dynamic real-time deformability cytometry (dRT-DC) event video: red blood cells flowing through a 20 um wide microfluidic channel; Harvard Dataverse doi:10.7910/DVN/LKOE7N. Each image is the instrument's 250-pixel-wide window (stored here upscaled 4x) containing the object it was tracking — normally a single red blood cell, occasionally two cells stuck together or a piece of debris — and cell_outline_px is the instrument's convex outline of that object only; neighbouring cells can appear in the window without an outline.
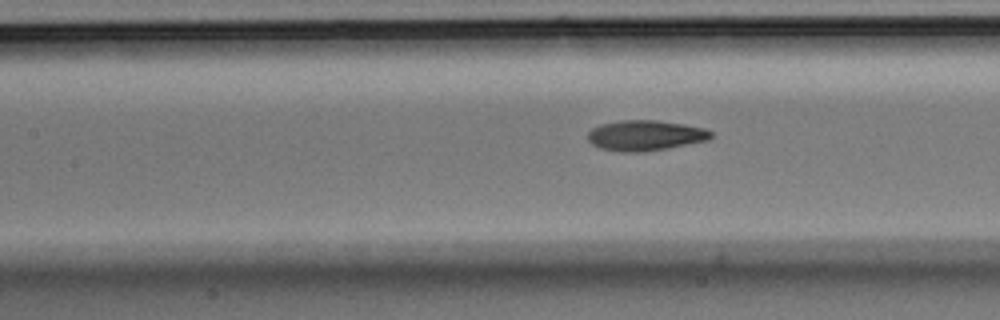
{"species": "Egyptian fruit bat (a non-hibernating species)", "species_latin": "Rousettus aegyptiacus", "temperature_condition": "room temperature", "stored_images_in_passage": 8, "segment_of_instrument_passage": [2, 2], "camera_frame_rate_fps": 3000, "um_per_image_px": 0.085, "animal": {"sex": "male"}, "frame": {"image": 1, "passage_image": 8, "time_ms": 2.333, "image_size_px": [1000, 320], "cell_outline_px": [[712, 136], [708, 140], [668, 148], [644, 152], [620, 152], [600, 148], [592, 144], [588, 140], [588, 132], [592, 128], [600, 124], [620, 120], [656, 120], [684, 124], [704, 128], [712, 132]], "centroid_in_image_um": [54.83, 11.51], "position_along_channel_um": 152.6, "area_um2": 21.91}}